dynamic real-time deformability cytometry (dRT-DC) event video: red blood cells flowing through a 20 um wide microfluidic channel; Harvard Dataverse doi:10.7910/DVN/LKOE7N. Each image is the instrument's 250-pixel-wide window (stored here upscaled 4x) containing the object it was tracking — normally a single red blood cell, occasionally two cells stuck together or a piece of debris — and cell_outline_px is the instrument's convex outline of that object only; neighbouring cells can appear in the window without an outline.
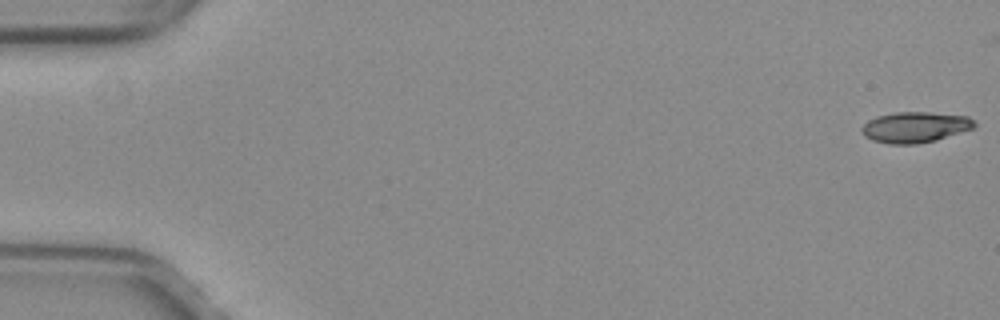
{"species": "common noctule bat (a hibernating species)", "species_latin": "Nyctalus noctula", "temperature_condition": "warm", "stored_images_in_passage": 53, "camera_frame_rate_fps": 3000, "um_per_image_px": 0.085, "animal": {"sex": "female", "body_mass_g": 29.2, "forearm_length_mm": 56.3}, "frame": {"image": 1, "passage_image": 1, "time_ms": 0.0, "image_size_px": [1000, 320], "cell_outline_px": [[976, 128], [936, 140], [916, 144], [888, 144], [872, 140], [864, 136], [860, 132], [860, 128], [868, 120], [876, 116], [896, 112], [932, 112], [968, 116], [976, 124]], "centroid_in_image_um": [77.77, 10.81], "position_along_channel_um": 7.2, "area_um2": 20.46}}
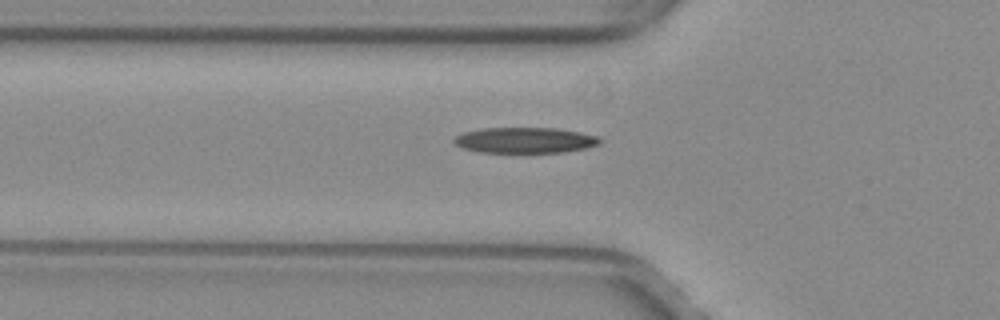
{"frame": {"image": 2, "passage_image": 19, "time_ms": 6.0, "image_size_px": [1000, 320], "cell_outline_px": [[600, 144], [584, 148], [564, 152], [480, 152], [464, 148], [456, 144], [452, 140], [456, 136], [464, 132], [484, 128], [556, 128], [580, 132], [596, 136], [600, 140]], "centroid_in_image_um": [44.61, 11.91], "position_along_channel_um": 81.2, "area_um2": 21.56}}
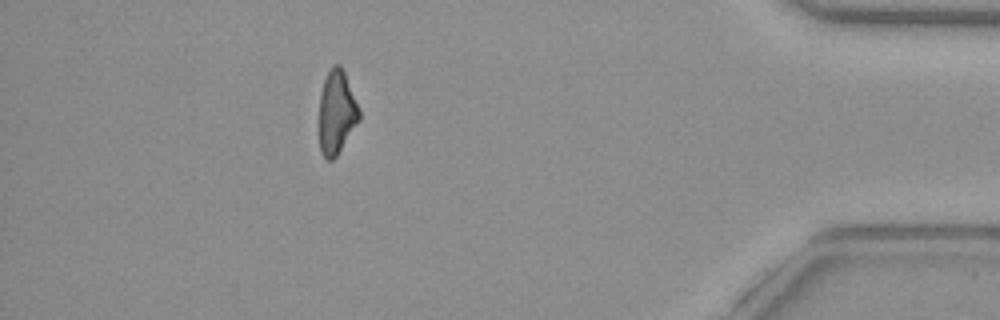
{"frame": {"image": 3, "passage_image": 47, "time_ms": 15.333, "image_size_px": [1000, 320], "cell_outline_px": [[360, 120], [336, 156], [332, 160], [328, 160], [320, 152], [320, 92], [324, 80], [332, 64], [340, 64], [344, 72], [360, 108]], "centroid_in_image_um": [28.62, 9.53], "position_along_channel_um": 406.6, "area_um2": 19.42}, "authors_computed_cell_mechanics": {"area_um2": 21.0392, "velocity_mm_per_s": 4.0139, "shape_relaxation_time_tau1_ms": null, "shape_relaxation_time_tau2_ms": 9.2256, "deformation_change_tau1": null, "deformation_change_tau2": 0.2196}}